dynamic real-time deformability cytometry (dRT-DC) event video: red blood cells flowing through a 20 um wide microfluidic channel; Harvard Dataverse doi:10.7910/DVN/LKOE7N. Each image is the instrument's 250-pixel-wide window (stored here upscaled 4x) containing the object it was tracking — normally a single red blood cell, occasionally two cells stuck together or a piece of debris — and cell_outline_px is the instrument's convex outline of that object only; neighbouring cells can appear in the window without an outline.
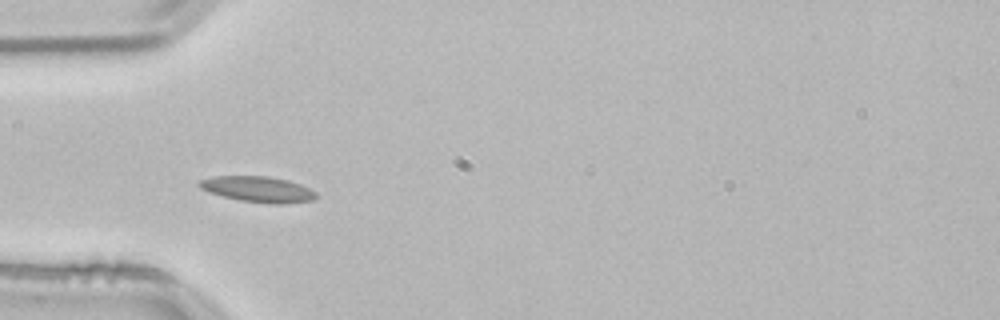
{"species": "common noctule bat (a hibernating species)", "species_latin": "Nyctalus noctula", "temperature_condition": "room temperature", "stored_images_in_passage": 10, "camera_frame_rate_fps": 3000, "um_per_image_px": 0.085, "animal": {"sex": "male", "body_mass_g": 21.5, "forearm_length_mm": 52.0}, "frame": {"image": 1, "passage_image": 4, "time_ms": 1.0, "image_size_px": [1000, 320], "cell_outline_px": [[316, 196], [312, 200], [288, 204], [272, 204], [240, 200], [208, 192], [200, 188], [196, 184], [200, 180], [212, 176], [268, 176], [288, 180], [300, 184], [316, 192]], "centroid_in_image_um": [21.91, 16.08], "position_along_channel_um": 63.1, "area_um2": 17.57}}
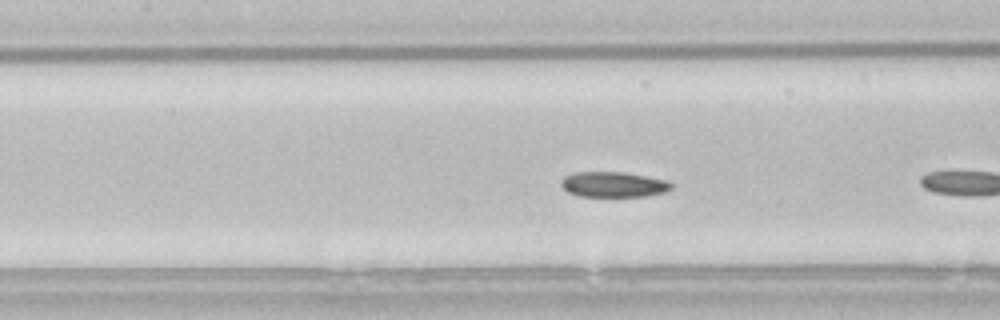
{"frame": {"image": 2, "passage_image": 9, "time_ms": 2.667, "image_size_px": [1000, 320], "cell_outline_px": [[672, 188], [664, 192], [648, 196], [580, 196], [568, 192], [560, 184], [560, 180], [564, 176], [572, 172], [624, 172], [668, 180], [672, 184]], "centroid_in_image_um": [52.13, 15.67], "position_along_channel_um": 155.3, "area_um2": 16.36}}